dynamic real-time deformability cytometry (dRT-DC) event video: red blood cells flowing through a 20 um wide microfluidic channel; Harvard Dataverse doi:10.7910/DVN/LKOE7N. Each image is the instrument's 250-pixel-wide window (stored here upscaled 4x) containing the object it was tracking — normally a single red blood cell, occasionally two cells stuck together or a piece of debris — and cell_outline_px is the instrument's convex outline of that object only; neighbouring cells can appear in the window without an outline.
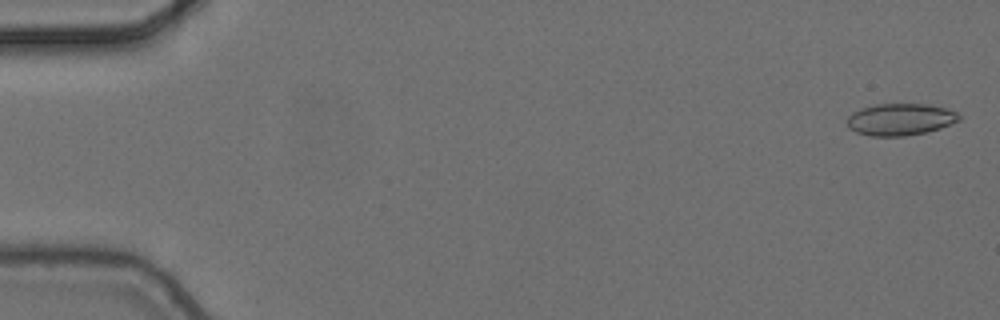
{"species": "common noctule bat (a hibernating species)", "species_latin": "Nyctalus noctula", "temperature_condition": "cold", "stored_images_in_passage": 7, "camera_frame_rate_fps": 3000, "um_per_image_px": 0.085, "animal": {"sex": "female", "body_mass_g": 24.6, "forearm_length_mm": 56.2}, "frame": {"image": 1, "passage_image": 1, "time_ms": 0.0, "image_size_px": [1000, 320], "cell_outline_px": [[960, 120], [940, 128], [924, 132], [904, 136], [872, 136], [856, 132], [848, 128], [848, 116], [852, 112], [860, 108], [876, 104], [928, 104], [944, 108], [956, 112], [960, 116]], "centroid_in_image_um": [76.49, 10.14], "position_along_channel_um": 8.5, "area_um2": 20.69}}
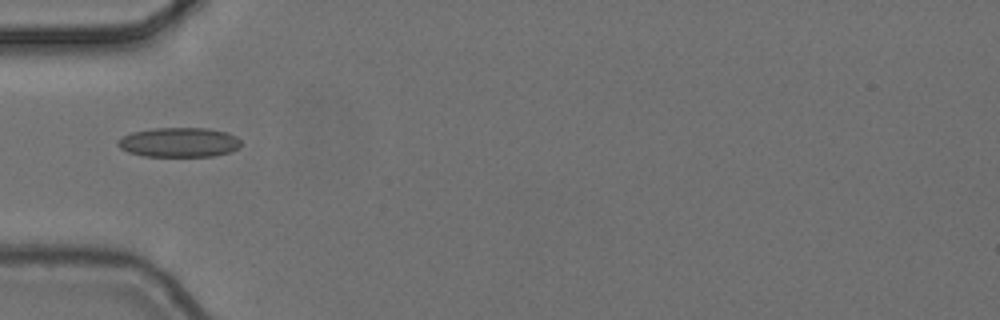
{"frame": {"image": 2, "passage_image": 6, "time_ms": 1.667, "image_size_px": [1000, 320], "cell_outline_px": [[240, 148], [232, 152], [212, 156], [144, 156], [128, 152], [120, 148], [116, 144], [116, 140], [120, 136], [132, 132], [152, 128], [208, 128], [228, 132], [236, 136], [240, 140]], "centroid_in_image_um": [15.21, 12.09], "position_along_channel_um": 69.8, "area_um2": 21.56}}
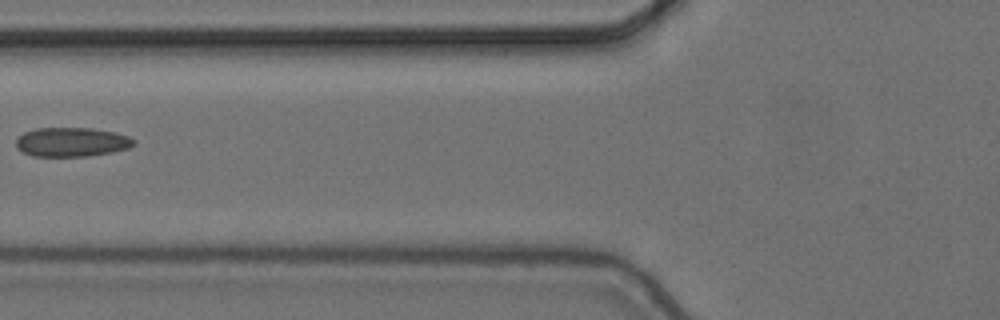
{"frame": {"image": 3, "passage_image": 7, "time_ms": 2.0, "image_size_px": [1000, 320], "cell_outline_px": [[136, 144], [128, 148], [112, 152], [88, 156], [32, 156], [16, 148], [16, 140], [24, 132], [36, 128], [92, 128], [112, 132], [128, 136], [136, 140]], "centroid_in_image_um": [6.1, 12.07], "position_along_channel_um": 119.7, "area_um2": 20.0}}